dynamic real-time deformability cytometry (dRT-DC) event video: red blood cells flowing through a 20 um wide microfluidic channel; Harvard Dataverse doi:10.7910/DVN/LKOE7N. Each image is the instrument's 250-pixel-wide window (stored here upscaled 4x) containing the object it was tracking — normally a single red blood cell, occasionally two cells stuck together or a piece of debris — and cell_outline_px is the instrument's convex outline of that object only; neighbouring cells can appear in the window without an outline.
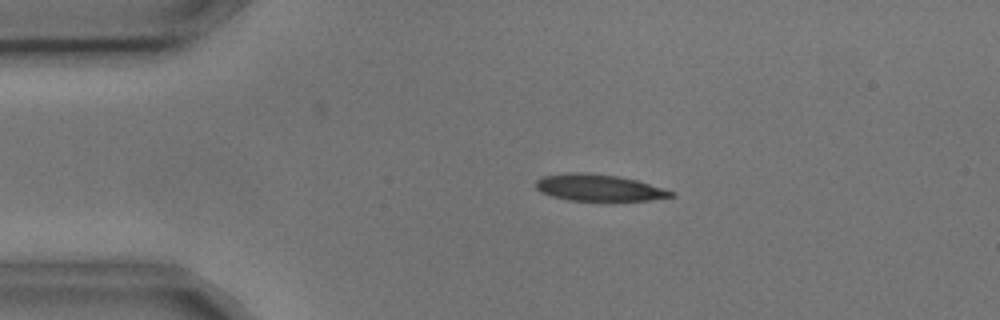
{"species": "common noctule bat (a hibernating species)", "species_latin": "Nyctalus noctula", "temperature_condition": "cold", "stored_images_in_passage": 3, "camera_frame_rate_fps": 3000, "um_per_image_px": 0.085, "animal": {"sex": "male", "body_mass_g": 17.9, "forearm_length_mm": 54.2}, "frame": {"image": 1, "passage_image": 2, "time_ms": 0.333, "image_size_px": [1000, 320], "cell_outline_px": [[676, 196], [648, 200], [612, 204], [568, 200], [552, 196], [540, 192], [536, 188], [536, 180], [540, 176], [564, 172], [584, 172], [616, 176], [636, 180], [676, 192]], "centroid_in_image_um": [50.9, 16.0], "position_along_channel_um": 34.1, "area_um2": 22.14}}